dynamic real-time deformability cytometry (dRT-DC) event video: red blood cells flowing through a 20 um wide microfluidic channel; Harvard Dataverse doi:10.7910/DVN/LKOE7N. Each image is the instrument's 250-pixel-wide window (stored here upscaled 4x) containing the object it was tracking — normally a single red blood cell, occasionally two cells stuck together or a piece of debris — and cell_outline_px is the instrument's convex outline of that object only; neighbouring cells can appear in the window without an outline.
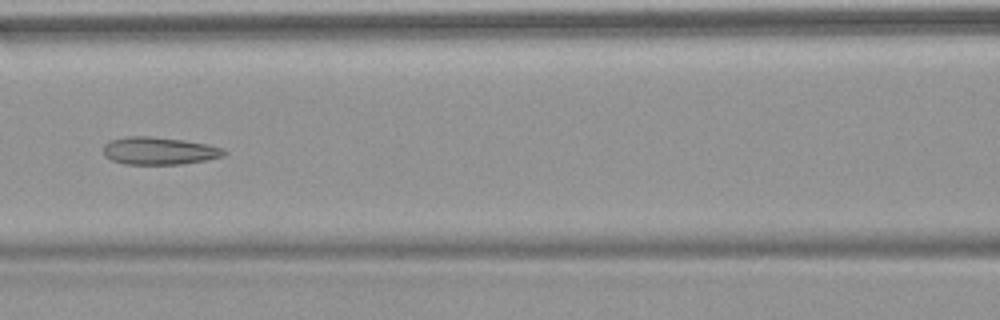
{"species": "common noctule bat (a hibernating species)", "species_latin": "Nyctalus noctula", "temperature_condition": "warm", "stored_images_in_passage": 7, "camera_frame_rate_fps": 3000, "um_per_image_px": 0.085, "animal": {"sex": "female", "body_mass_g": 18.4}, "frame": {"image": 1, "passage_image": 7, "time_ms": 7.0, "image_size_px": [1000, 320], "cell_outline_px": [[228, 152], [224, 156], [184, 164], [124, 164], [112, 160], [104, 156], [104, 144], [112, 140], [128, 136], [148, 136], [184, 140], [208, 144], [224, 148]], "centroid_in_image_um": [13.55, 12.82], "position_along_channel_um": 153.0, "area_um2": 19.42}}